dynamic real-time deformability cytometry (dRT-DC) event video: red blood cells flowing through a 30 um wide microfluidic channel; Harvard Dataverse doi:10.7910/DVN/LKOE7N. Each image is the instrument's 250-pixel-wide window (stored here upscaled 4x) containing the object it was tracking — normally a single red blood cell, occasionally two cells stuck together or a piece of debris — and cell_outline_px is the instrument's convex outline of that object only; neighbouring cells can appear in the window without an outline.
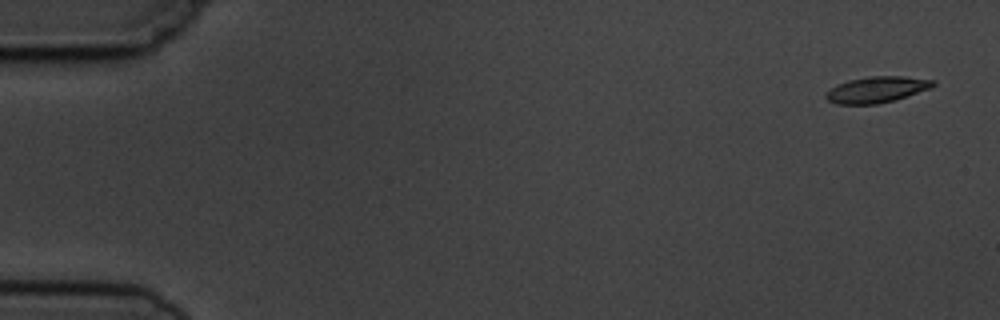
{"species": "common noctule bat (a hibernating species)", "species_latin": "Nyctalus noctula", "temperature_condition": "cold", "stored_images_in_passage": 5, "camera_frame_rate_fps": 3000, "um_per_image_px": 0.085, "animal": {"sex": "male", "body_mass_g": 19.5, "forearm_length_mm": 54.6}, "frame": {"image": 1, "passage_image": 1, "time_ms": 0.0, "image_size_px": [1000, 320], "cell_outline_px": [[936, 84], [932, 88], [892, 100], [876, 104], [836, 104], [828, 100], [824, 96], [836, 84], [848, 80], [872, 76], [900, 76], [936, 80]], "centroid_in_image_um": [74.53, 7.61], "position_along_channel_um": 10.5, "area_um2": 16.13}}
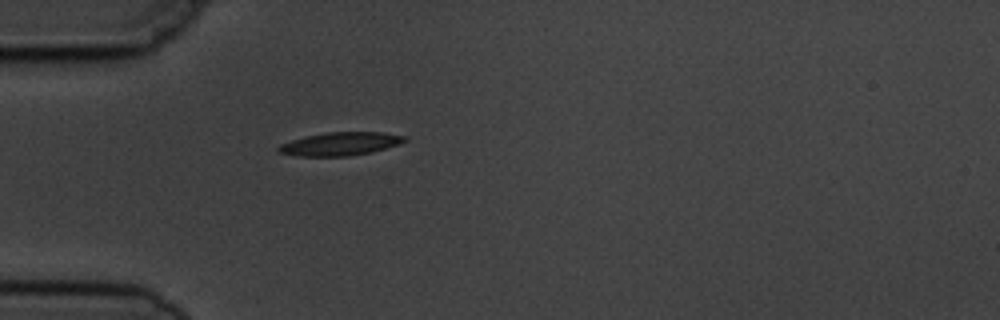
{"frame": {"image": 2, "passage_image": 5, "time_ms": 4.667, "image_size_px": [1000, 320], "cell_outline_px": [[408, 140], [400, 144], [368, 152], [348, 156], [296, 156], [276, 152], [276, 148], [280, 144], [292, 140], [308, 136], [328, 132], [384, 132], [404, 136]], "centroid_in_image_um": [28.89, 12.23], "position_along_channel_um": 56.1, "area_um2": 16.94}}